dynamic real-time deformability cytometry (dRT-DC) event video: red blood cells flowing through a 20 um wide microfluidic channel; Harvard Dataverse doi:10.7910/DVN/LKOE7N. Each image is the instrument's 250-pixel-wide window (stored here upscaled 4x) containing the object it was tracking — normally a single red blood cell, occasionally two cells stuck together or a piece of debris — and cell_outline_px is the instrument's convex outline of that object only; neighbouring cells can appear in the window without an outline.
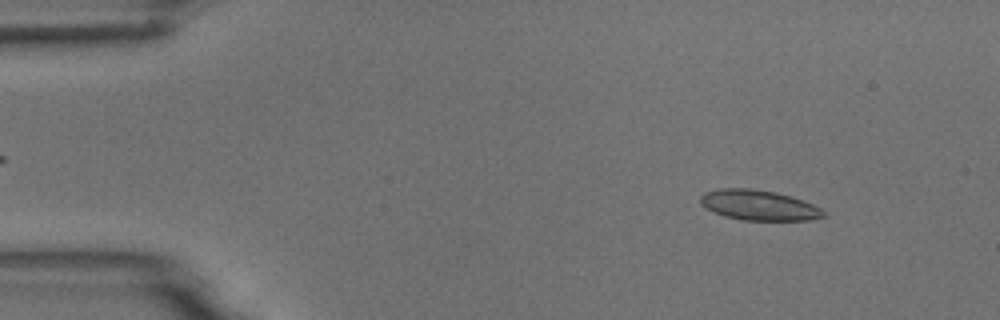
{"species": "common noctule bat (a hibernating species)", "species_latin": "Nyctalus noctula", "temperature_condition": "room temperature", "stored_images_in_passage": 54, "camera_frame_rate_fps": 3000, "um_per_image_px": 0.085, "animal": {"sex": "male", "body_mass_g": 18.8}, "frame": {"image": 1, "passage_image": 6, "time_ms": 1.667, "image_size_px": [1000, 320], "cell_outline_px": [[824, 216], [808, 220], [744, 220], [724, 216], [700, 204], [700, 196], [704, 192], [720, 188], [748, 188], [776, 192], [792, 196], [812, 204], [820, 208], [824, 212]], "centroid_in_image_um": [64.48, 17.43], "position_along_channel_um": 20.5, "area_um2": 21.5}}
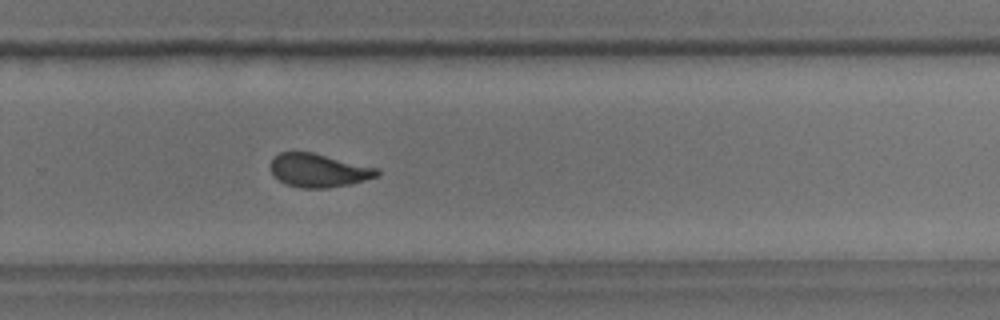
{"frame": {"image": 2, "passage_image": 36, "time_ms": 11.667, "image_size_px": [1000, 320], "cell_outline_px": [[380, 172], [376, 176], [352, 184], [328, 188], [300, 188], [284, 184], [272, 172], [268, 164], [272, 156], [280, 152], [312, 152], [380, 168]], "centroid_in_image_um": [27.06, 14.48], "position_along_channel_um": 302.7, "area_um2": 21.04}}
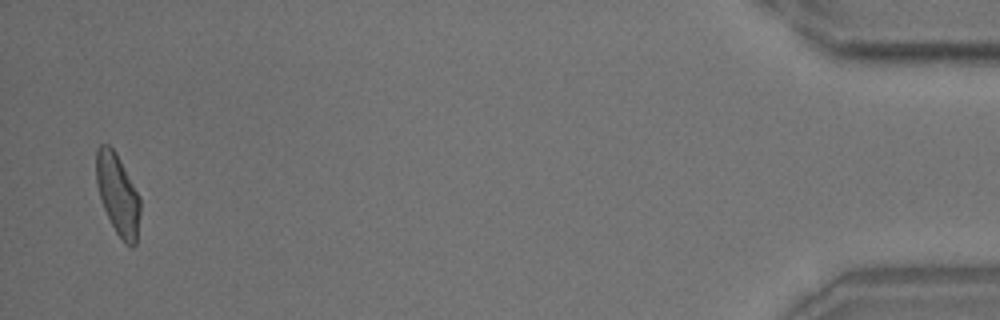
{"frame": {"image": 3, "passage_image": 53, "time_ms": 17.333, "image_size_px": [1000, 320], "cell_outline_px": [[140, 212], [136, 244], [132, 248], [124, 244], [116, 232], [104, 208], [100, 196], [96, 180], [96, 148], [100, 144], [108, 144], [116, 152], [140, 196]], "centroid_in_image_um": [10.02, 16.53], "position_along_channel_um": 425.2, "area_um2": 20.75}, "authors_computed_cell_mechanics": {"area_um2": 21.2415, "velocity_mm_per_s": 3.6778, "shape_relaxation_time_tau1_ms": 4.9895, "shape_relaxation_time_tau2_ms": 1.6213, "deformation_change_tau1": 0.1446, "deformation_change_tau2": 0.071}}